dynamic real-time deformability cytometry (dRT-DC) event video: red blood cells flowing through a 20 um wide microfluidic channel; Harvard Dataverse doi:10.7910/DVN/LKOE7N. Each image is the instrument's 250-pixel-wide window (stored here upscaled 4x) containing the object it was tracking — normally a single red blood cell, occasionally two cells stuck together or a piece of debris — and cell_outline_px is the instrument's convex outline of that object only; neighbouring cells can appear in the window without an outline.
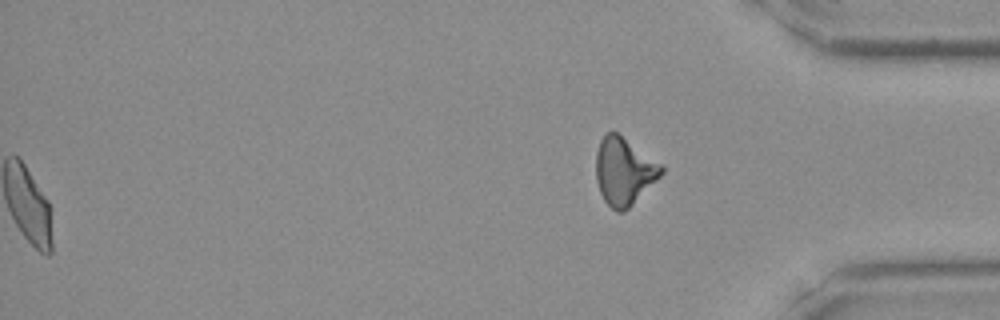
{"species": "Egyptian fruit bat (a non-hibernating species)", "species_latin": "Rousettus aegyptiacus", "temperature_condition": "room temperature", "stored_images_in_passage": 35, "segment_of_instrument_passage": [2, 2], "camera_frame_rate_fps": 3000, "um_per_image_px": 0.085, "frame": {"image": 1, "passage_image": 35, "time_ms": 11.333, "image_size_px": [1000, 320], "cell_outline_px": [[664, 172], [624, 212], [616, 212], [604, 200], [600, 192], [596, 180], [596, 152], [600, 140], [608, 132], [616, 132], [664, 164]], "centroid_in_image_um": [53.05, 14.54], "position_along_channel_um": 382.2, "area_um2": 25.61}}